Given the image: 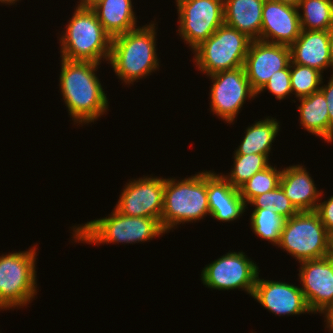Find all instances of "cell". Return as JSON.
Returning a JSON list of instances; mask_svg holds the SVG:
<instances>
[{"instance_id":"4316f807","label":"cell","mask_w":333,"mask_h":333,"mask_svg":"<svg viewBox=\"0 0 333 333\" xmlns=\"http://www.w3.org/2000/svg\"><path fill=\"white\" fill-rule=\"evenodd\" d=\"M322 77L317 69L290 62L291 90L298 99L319 91Z\"/></svg>"},{"instance_id":"d6a6232c","label":"cell","mask_w":333,"mask_h":333,"mask_svg":"<svg viewBox=\"0 0 333 333\" xmlns=\"http://www.w3.org/2000/svg\"><path fill=\"white\" fill-rule=\"evenodd\" d=\"M324 313L325 315V322L327 325V328H329L330 331H333V303L325 309L322 314Z\"/></svg>"},{"instance_id":"f1b7e54d","label":"cell","mask_w":333,"mask_h":333,"mask_svg":"<svg viewBox=\"0 0 333 333\" xmlns=\"http://www.w3.org/2000/svg\"><path fill=\"white\" fill-rule=\"evenodd\" d=\"M247 204H251L255 208L268 209L285 219H289L299 212L284 194L280 185L271 191L252 198Z\"/></svg>"},{"instance_id":"83f0119b","label":"cell","mask_w":333,"mask_h":333,"mask_svg":"<svg viewBox=\"0 0 333 333\" xmlns=\"http://www.w3.org/2000/svg\"><path fill=\"white\" fill-rule=\"evenodd\" d=\"M282 171L269 165L264 170L255 173L240 188V195L247 204L252 198L271 191L280 185Z\"/></svg>"},{"instance_id":"ac0fdd59","label":"cell","mask_w":333,"mask_h":333,"mask_svg":"<svg viewBox=\"0 0 333 333\" xmlns=\"http://www.w3.org/2000/svg\"><path fill=\"white\" fill-rule=\"evenodd\" d=\"M291 61L317 69L332 66L329 53V30H301L299 37L290 46Z\"/></svg>"},{"instance_id":"3957f363","label":"cell","mask_w":333,"mask_h":333,"mask_svg":"<svg viewBox=\"0 0 333 333\" xmlns=\"http://www.w3.org/2000/svg\"><path fill=\"white\" fill-rule=\"evenodd\" d=\"M70 19L60 38V57L98 64L102 58L109 61L112 37L104 30L89 5H78Z\"/></svg>"},{"instance_id":"e575fe53","label":"cell","mask_w":333,"mask_h":333,"mask_svg":"<svg viewBox=\"0 0 333 333\" xmlns=\"http://www.w3.org/2000/svg\"><path fill=\"white\" fill-rule=\"evenodd\" d=\"M275 1L281 2L283 4H287L290 6H294V7H298L299 3H300V0H275Z\"/></svg>"},{"instance_id":"ffe728a7","label":"cell","mask_w":333,"mask_h":333,"mask_svg":"<svg viewBox=\"0 0 333 333\" xmlns=\"http://www.w3.org/2000/svg\"><path fill=\"white\" fill-rule=\"evenodd\" d=\"M265 0H223L224 24L260 40L262 10Z\"/></svg>"},{"instance_id":"d4e9b609","label":"cell","mask_w":333,"mask_h":333,"mask_svg":"<svg viewBox=\"0 0 333 333\" xmlns=\"http://www.w3.org/2000/svg\"><path fill=\"white\" fill-rule=\"evenodd\" d=\"M234 167L229 175L221 174L234 188L239 189L255 173L267 168L269 158L263 154H234Z\"/></svg>"},{"instance_id":"1f68e13d","label":"cell","mask_w":333,"mask_h":333,"mask_svg":"<svg viewBox=\"0 0 333 333\" xmlns=\"http://www.w3.org/2000/svg\"><path fill=\"white\" fill-rule=\"evenodd\" d=\"M320 91L328 104L329 123L333 127V77L331 76L328 85L320 86Z\"/></svg>"},{"instance_id":"52a82bcc","label":"cell","mask_w":333,"mask_h":333,"mask_svg":"<svg viewBox=\"0 0 333 333\" xmlns=\"http://www.w3.org/2000/svg\"><path fill=\"white\" fill-rule=\"evenodd\" d=\"M251 42L246 34L223 24L193 50L194 62L208 76L243 67Z\"/></svg>"},{"instance_id":"44dd1931","label":"cell","mask_w":333,"mask_h":333,"mask_svg":"<svg viewBox=\"0 0 333 333\" xmlns=\"http://www.w3.org/2000/svg\"><path fill=\"white\" fill-rule=\"evenodd\" d=\"M89 7L112 38L137 28L131 0H94Z\"/></svg>"},{"instance_id":"d590c367","label":"cell","mask_w":333,"mask_h":333,"mask_svg":"<svg viewBox=\"0 0 333 333\" xmlns=\"http://www.w3.org/2000/svg\"><path fill=\"white\" fill-rule=\"evenodd\" d=\"M17 1H19V0H0V3H6V5L8 4H15V2H17Z\"/></svg>"},{"instance_id":"ba28073f","label":"cell","mask_w":333,"mask_h":333,"mask_svg":"<svg viewBox=\"0 0 333 333\" xmlns=\"http://www.w3.org/2000/svg\"><path fill=\"white\" fill-rule=\"evenodd\" d=\"M36 249L0 256V309L26 306L35 297Z\"/></svg>"},{"instance_id":"9c48e42d","label":"cell","mask_w":333,"mask_h":333,"mask_svg":"<svg viewBox=\"0 0 333 333\" xmlns=\"http://www.w3.org/2000/svg\"><path fill=\"white\" fill-rule=\"evenodd\" d=\"M178 33L194 50L224 24L223 0H176Z\"/></svg>"},{"instance_id":"836d02e7","label":"cell","mask_w":333,"mask_h":333,"mask_svg":"<svg viewBox=\"0 0 333 333\" xmlns=\"http://www.w3.org/2000/svg\"><path fill=\"white\" fill-rule=\"evenodd\" d=\"M329 53L333 66V28L329 30Z\"/></svg>"},{"instance_id":"f546056e","label":"cell","mask_w":333,"mask_h":333,"mask_svg":"<svg viewBox=\"0 0 333 333\" xmlns=\"http://www.w3.org/2000/svg\"><path fill=\"white\" fill-rule=\"evenodd\" d=\"M265 89H268L278 100L286 98L290 93L292 94L290 64L285 69L273 73L268 82L264 84L256 95L260 94Z\"/></svg>"},{"instance_id":"cb8c5ba5","label":"cell","mask_w":333,"mask_h":333,"mask_svg":"<svg viewBox=\"0 0 333 333\" xmlns=\"http://www.w3.org/2000/svg\"><path fill=\"white\" fill-rule=\"evenodd\" d=\"M301 30H330L333 28V0H300L298 9Z\"/></svg>"},{"instance_id":"8fae6325","label":"cell","mask_w":333,"mask_h":333,"mask_svg":"<svg viewBox=\"0 0 333 333\" xmlns=\"http://www.w3.org/2000/svg\"><path fill=\"white\" fill-rule=\"evenodd\" d=\"M210 77L213 83L210 109L219 118L232 123L245 100L255 98L256 92L250 85L244 67L221 71Z\"/></svg>"},{"instance_id":"5b68a950","label":"cell","mask_w":333,"mask_h":333,"mask_svg":"<svg viewBox=\"0 0 333 333\" xmlns=\"http://www.w3.org/2000/svg\"><path fill=\"white\" fill-rule=\"evenodd\" d=\"M210 209L207 198V171L180 181L165 179L161 226L167 233L176 225L203 219ZM194 220V221H193Z\"/></svg>"},{"instance_id":"5bb4252c","label":"cell","mask_w":333,"mask_h":333,"mask_svg":"<svg viewBox=\"0 0 333 333\" xmlns=\"http://www.w3.org/2000/svg\"><path fill=\"white\" fill-rule=\"evenodd\" d=\"M299 277L311 313H322L333 303V258L300 262Z\"/></svg>"},{"instance_id":"7402d4cb","label":"cell","mask_w":333,"mask_h":333,"mask_svg":"<svg viewBox=\"0 0 333 333\" xmlns=\"http://www.w3.org/2000/svg\"><path fill=\"white\" fill-rule=\"evenodd\" d=\"M300 124L313 135L324 141H333V127L329 123L328 104L324 94L319 90L309 96L299 98Z\"/></svg>"},{"instance_id":"4dcf8cb0","label":"cell","mask_w":333,"mask_h":333,"mask_svg":"<svg viewBox=\"0 0 333 333\" xmlns=\"http://www.w3.org/2000/svg\"><path fill=\"white\" fill-rule=\"evenodd\" d=\"M325 229L332 234L333 233V196L324 202H318V206L315 210Z\"/></svg>"},{"instance_id":"d6986e66","label":"cell","mask_w":333,"mask_h":333,"mask_svg":"<svg viewBox=\"0 0 333 333\" xmlns=\"http://www.w3.org/2000/svg\"><path fill=\"white\" fill-rule=\"evenodd\" d=\"M280 186L299 212L315 211L323 193L317 190L310 174L301 165L283 168Z\"/></svg>"},{"instance_id":"277c9868","label":"cell","mask_w":333,"mask_h":333,"mask_svg":"<svg viewBox=\"0 0 333 333\" xmlns=\"http://www.w3.org/2000/svg\"><path fill=\"white\" fill-rule=\"evenodd\" d=\"M73 238L85 243H139L165 233L158 219L126 216L115 208L109 217L96 219L73 227Z\"/></svg>"},{"instance_id":"8d00e7d4","label":"cell","mask_w":333,"mask_h":333,"mask_svg":"<svg viewBox=\"0 0 333 333\" xmlns=\"http://www.w3.org/2000/svg\"><path fill=\"white\" fill-rule=\"evenodd\" d=\"M330 256L333 258V233L331 234L330 240Z\"/></svg>"},{"instance_id":"484cf974","label":"cell","mask_w":333,"mask_h":333,"mask_svg":"<svg viewBox=\"0 0 333 333\" xmlns=\"http://www.w3.org/2000/svg\"><path fill=\"white\" fill-rule=\"evenodd\" d=\"M252 229L257 236L274 245L280 242L285 218L268 209L255 208L250 215Z\"/></svg>"},{"instance_id":"30bf717a","label":"cell","mask_w":333,"mask_h":333,"mask_svg":"<svg viewBox=\"0 0 333 333\" xmlns=\"http://www.w3.org/2000/svg\"><path fill=\"white\" fill-rule=\"evenodd\" d=\"M256 263L243 252H228L203 268L202 283L218 290H245L252 296L258 271Z\"/></svg>"},{"instance_id":"6da1fadb","label":"cell","mask_w":333,"mask_h":333,"mask_svg":"<svg viewBox=\"0 0 333 333\" xmlns=\"http://www.w3.org/2000/svg\"><path fill=\"white\" fill-rule=\"evenodd\" d=\"M60 89L74 122L88 124L108 109V98L95 72L98 63L61 58Z\"/></svg>"},{"instance_id":"e0dca14e","label":"cell","mask_w":333,"mask_h":333,"mask_svg":"<svg viewBox=\"0 0 333 333\" xmlns=\"http://www.w3.org/2000/svg\"><path fill=\"white\" fill-rule=\"evenodd\" d=\"M207 198L210 216L222 222L234 221L245 212L247 204L222 175L207 171Z\"/></svg>"},{"instance_id":"2e32d148","label":"cell","mask_w":333,"mask_h":333,"mask_svg":"<svg viewBox=\"0 0 333 333\" xmlns=\"http://www.w3.org/2000/svg\"><path fill=\"white\" fill-rule=\"evenodd\" d=\"M252 297L275 315L310 313L300 287L289 283L264 280L257 276Z\"/></svg>"},{"instance_id":"603a6c76","label":"cell","mask_w":333,"mask_h":333,"mask_svg":"<svg viewBox=\"0 0 333 333\" xmlns=\"http://www.w3.org/2000/svg\"><path fill=\"white\" fill-rule=\"evenodd\" d=\"M279 121L266 118L249 126L239 148L234 154H263L269 157L272 143L280 130Z\"/></svg>"},{"instance_id":"7c38bea8","label":"cell","mask_w":333,"mask_h":333,"mask_svg":"<svg viewBox=\"0 0 333 333\" xmlns=\"http://www.w3.org/2000/svg\"><path fill=\"white\" fill-rule=\"evenodd\" d=\"M165 179L143 177L129 181L120 194L115 209L126 216L150 217L161 222Z\"/></svg>"},{"instance_id":"8992f818","label":"cell","mask_w":333,"mask_h":333,"mask_svg":"<svg viewBox=\"0 0 333 333\" xmlns=\"http://www.w3.org/2000/svg\"><path fill=\"white\" fill-rule=\"evenodd\" d=\"M331 234L316 211H302L285 220L277 245L300 262L330 255Z\"/></svg>"},{"instance_id":"74e56055","label":"cell","mask_w":333,"mask_h":333,"mask_svg":"<svg viewBox=\"0 0 333 333\" xmlns=\"http://www.w3.org/2000/svg\"><path fill=\"white\" fill-rule=\"evenodd\" d=\"M81 2H78L80 4L78 5H89L91 4L94 0H80Z\"/></svg>"},{"instance_id":"4fadbf2b","label":"cell","mask_w":333,"mask_h":333,"mask_svg":"<svg viewBox=\"0 0 333 333\" xmlns=\"http://www.w3.org/2000/svg\"><path fill=\"white\" fill-rule=\"evenodd\" d=\"M290 62V46L252 40L243 67L257 93L273 73L285 69Z\"/></svg>"},{"instance_id":"7a4b0ae2","label":"cell","mask_w":333,"mask_h":333,"mask_svg":"<svg viewBox=\"0 0 333 333\" xmlns=\"http://www.w3.org/2000/svg\"><path fill=\"white\" fill-rule=\"evenodd\" d=\"M154 22L112 38L109 62L119 79L133 84L159 69Z\"/></svg>"},{"instance_id":"9a60e30c","label":"cell","mask_w":333,"mask_h":333,"mask_svg":"<svg viewBox=\"0 0 333 333\" xmlns=\"http://www.w3.org/2000/svg\"><path fill=\"white\" fill-rule=\"evenodd\" d=\"M298 7L265 0L260 41L291 46L301 32Z\"/></svg>"}]
</instances>
